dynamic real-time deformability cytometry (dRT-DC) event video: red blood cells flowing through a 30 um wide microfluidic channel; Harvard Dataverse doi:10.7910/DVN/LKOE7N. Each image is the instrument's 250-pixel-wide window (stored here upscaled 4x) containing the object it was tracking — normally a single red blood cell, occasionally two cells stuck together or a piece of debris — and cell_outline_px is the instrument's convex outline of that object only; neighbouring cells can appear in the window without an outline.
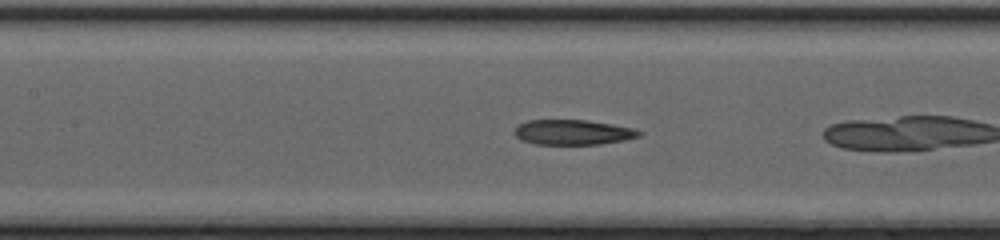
{"species": "common noctule bat (a hibernating species)", "species_latin": "Nyctalus noctula", "temperature_condition": "cold", "stored_images_in_passage": 25, "camera_frame_rate_fps": 3000, "um_per_image_px": 0.085, "animal": {"sex": "female", "body_mass_g": 20.0, "forearm_length_mm": 54.0}, "frame": {"image": 1, "passage_image": 8, "time_ms": 2.333, "image_size_px": [1000, 240], "cell_outline_px": [[644, 132], [640, 136], [624, 140], [600, 144], [536, 144], [520, 140], [512, 132], [516, 124], [528, 120], [588, 120], [612, 124], [632, 128]], "centroid_in_image_um": [48.65, 11.23], "position_along_channel_um": 158.8, "area_um2": 18.38}}